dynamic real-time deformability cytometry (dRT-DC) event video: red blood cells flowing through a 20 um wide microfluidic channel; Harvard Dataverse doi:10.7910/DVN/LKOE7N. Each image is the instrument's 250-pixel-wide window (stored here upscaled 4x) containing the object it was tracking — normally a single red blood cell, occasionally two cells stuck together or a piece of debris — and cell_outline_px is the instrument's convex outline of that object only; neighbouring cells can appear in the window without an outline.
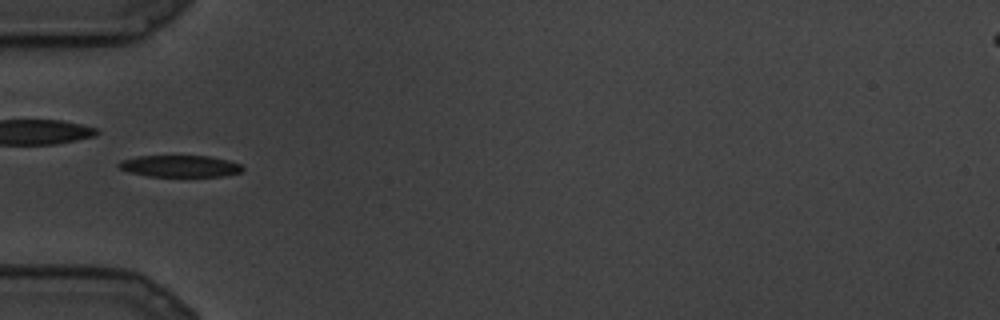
{"species": "common noctule bat (a hibernating species)", "species_latin": "Nyctalus noctula", "temperature_condition": "cold", "stored_images_in_passage": 9, "camera_frame_rate_fps": 3000, "um_per_image_px": 0.085, "animal": {"sex": "male", "body_mass_g": 19.5, "forearm_length_mm": 54.6}, "frame": {"image": 1, "passage_image": 8, "time_ms": 2.333, "image_size_px": [1000, 320], "cell_outline_px": [[244, 168], [240, 172], [224, 176], [148, 176], [128, 172], [120, 168], [116, 164], [120, 160], [136, 156], [208, 156], [228, 160], [240, 164]], "centroid_in_image_um": [15.26, 14.12], "position_along_channel_um": 69.7, "area_um2": 15.66}}